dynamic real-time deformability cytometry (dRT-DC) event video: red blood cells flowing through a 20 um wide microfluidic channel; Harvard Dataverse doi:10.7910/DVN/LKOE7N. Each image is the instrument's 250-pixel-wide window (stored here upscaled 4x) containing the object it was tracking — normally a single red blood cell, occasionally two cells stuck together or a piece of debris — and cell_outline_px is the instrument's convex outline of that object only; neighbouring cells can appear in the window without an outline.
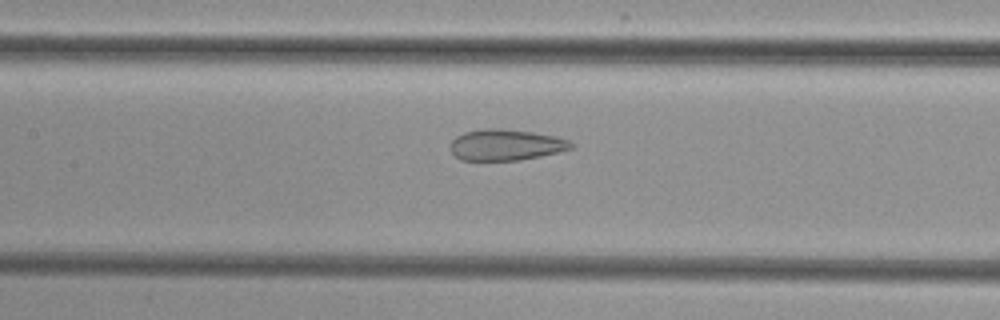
{"species": "common noctule bat (a hibernating species)", "species_latin": "Nyctalus noctula", "temperature_condition": "cold", "stored_images_in_passage": 40, "camera_frame_rate_fps": 3000, "um_per_image_px": 0.085, "animal": {"sex": "female", "body_mass_g": 29.2, "forearm_length_mm": 56.3}, "frame": {"image": 1, "passage_image": 20, "time_ms": 6.333, "image_size_px": [1000, 320], "cell_outline_px": [[576, 144], [572, 148], [540, 156], [520, 160], [460, 160], [448, 148], [452, 140], [456, 136], [464, 132], [484, 128], [500, 128], [532, 132], [552, 136], [568, 140]], "centroid_in_image_um": [42.95, 12.31], "position_along_channel_um": 164.5, "area_um2": 21.85}}
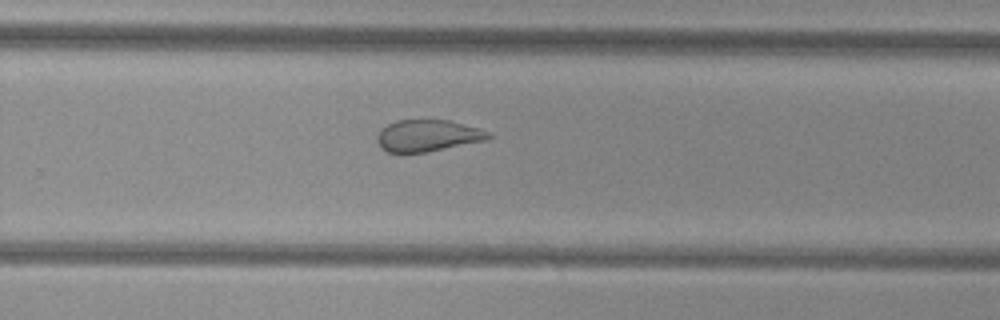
{"frame": {"image": 2, "passage_image": 30, "time_ms": 9.667, "image_size_px": [1000, 320], "cell_outline_px": [[492, 136], [488, 140], [424, 152], [400, 156], [388, 152], [380, 148], [376, 140], [376, 136], [388, 124], [396, 120], [448, 120], [480, 128], [492, 132]], "centroid_in_image_um": [36.34, 11.56], "position_along_channel_um": 293.5, "area_um2": 21.04}}
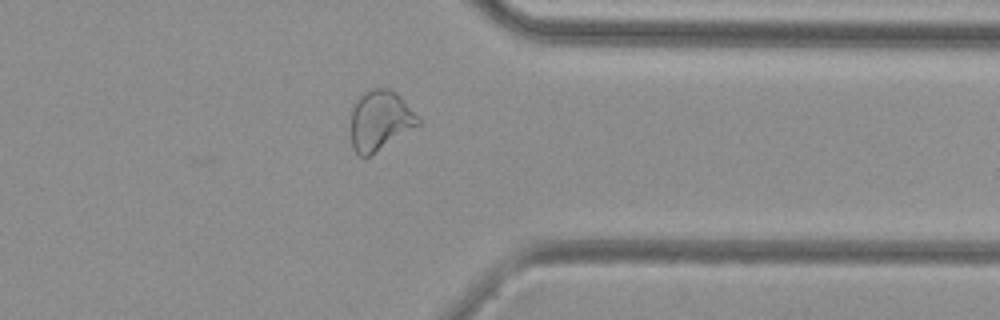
{"frame": {"image": 3, "passage_image": 37, "time_ms": 12.0, "image_size_px": [1000, 320], "cell_outline_px": [[420, 124], [368, 156], [360, 156], [352, 148], [352, 104], [364, 92], [372, 88], [388, 88], [396, 92], [400, 96], [420, 120]], "centroid_in_image_um": [32.28, 10.21], "position_along_channel_um": 379.1, "area_um2": 23.0}}